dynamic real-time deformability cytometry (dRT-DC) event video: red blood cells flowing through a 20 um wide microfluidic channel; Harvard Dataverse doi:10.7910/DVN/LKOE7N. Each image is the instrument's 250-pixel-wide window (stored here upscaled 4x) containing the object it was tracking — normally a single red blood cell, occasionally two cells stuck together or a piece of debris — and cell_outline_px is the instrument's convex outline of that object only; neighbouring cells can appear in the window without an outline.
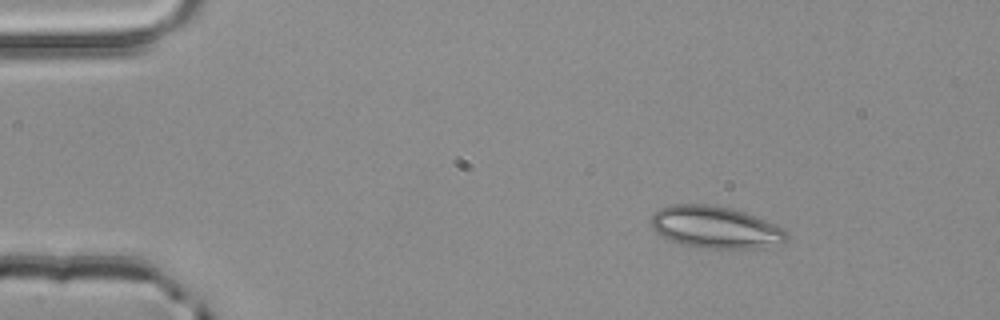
{"species": "common noctule bat (a hibernating species)", "species_latin": "Nyctalus noctula", "temperature_condition": "room temperature", "stored_images_in_passage": 3, "camera_frame_rate_fps": 3000, "um_per_image_px": 0.085, "animal": {"sex": "male", "body_mass_g": 20.4}, "frame": {"image": 1, "passage_image": 1, "time_ms": 0.0, "image_size_px": [1000, 320], "cell_outline_px": [[788, 240], [784, 244], [764, 248], [704, 248], [684, 244], [672, 240], [656, 232], [652, 228], [652, 216], [660, 208], [672, 204], [712, 204], [732, 208], [756, 216], [776, 224], [784, 228], [788, 232]], "centroid_in_image_um": [60.9, 19.31], "position_along_channel_um": 24.1, "area_um2": 33.41}}